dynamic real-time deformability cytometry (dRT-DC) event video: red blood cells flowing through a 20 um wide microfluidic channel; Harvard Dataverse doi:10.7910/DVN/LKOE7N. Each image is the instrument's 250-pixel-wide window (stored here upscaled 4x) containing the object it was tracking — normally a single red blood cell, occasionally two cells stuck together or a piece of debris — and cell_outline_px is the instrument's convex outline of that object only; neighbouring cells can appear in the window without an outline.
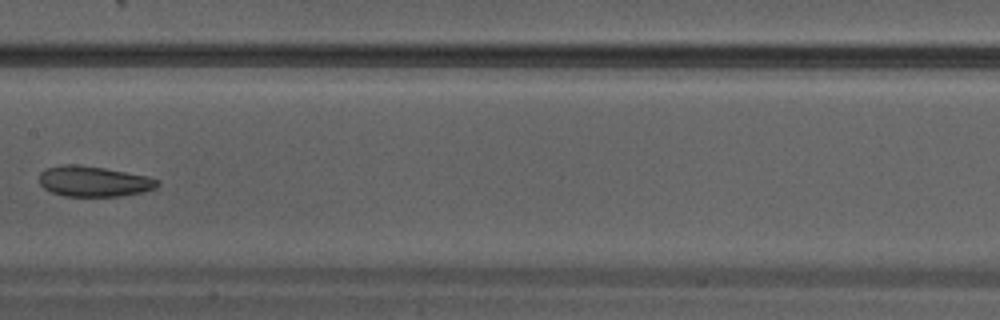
{"species": "Egyptian fruit bat (a non-hibernating species)", "species_latin": "Rousettus aegyptiacus", "temperature_condition": "warm", "stored_images_in_passage": 30, "camera_frame_rate_fps": 3000, "um_per_image_px": 0.085, "animal": {"sex": "male"}, "frame": {"image": 1, "passage_image": 13, "time_ms": 4.0, "image_size_px": [1000, 320], "cell_outline_px": [[160, 184], [156, 188], [144, 192], [120, 196], [64, 196], [52, 192], [44, 188], [40, 184], [40, 172], [44, 168], [60, 164], [76, 164], [104, 168], [148, 176], [160, 180]], "centroid_in_image_um": [7.98, 15.41], "position_along_channel_um": 199.4, "area_um2": 21.21}}